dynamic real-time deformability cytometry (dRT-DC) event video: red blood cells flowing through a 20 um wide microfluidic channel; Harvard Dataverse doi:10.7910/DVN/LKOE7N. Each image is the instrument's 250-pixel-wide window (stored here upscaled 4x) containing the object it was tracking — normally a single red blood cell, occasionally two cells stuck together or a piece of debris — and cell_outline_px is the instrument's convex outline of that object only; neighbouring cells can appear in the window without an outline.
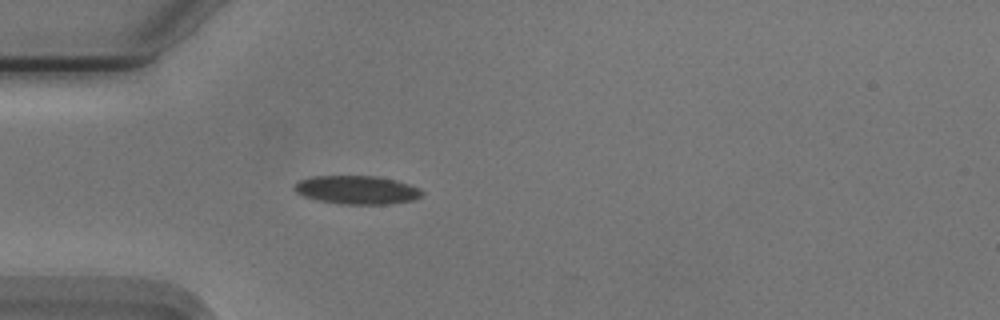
{"species": "Egyptian fruit bat (a non-hibernating species)", "species_latin": "Rousettus aegyptiacus", "temperature_condition": "cold", "stored_images_in_passage": 40, "camera_frame_rate_fps": 3000, "um_per_image_px": 0.085, "animal": {"sex": "male"}, "frame": {"image": 1, "passage_image": 1, "time_ms": 0.0, "image_size_px": [1000, 320], "cell_outline_px": [[424, 196], [416, 200], [392, 204], [340, 204], [316, 200], [304, 196], [296, 192], [292, 188], [300, 180], [312, 176], [376, 176], [396, 180], [420, 188], [424, 192]], "centroid_in_image_um": [30.39, 16.15], "position_along_channel_um": 54.6, "area_um2": 21.44}}
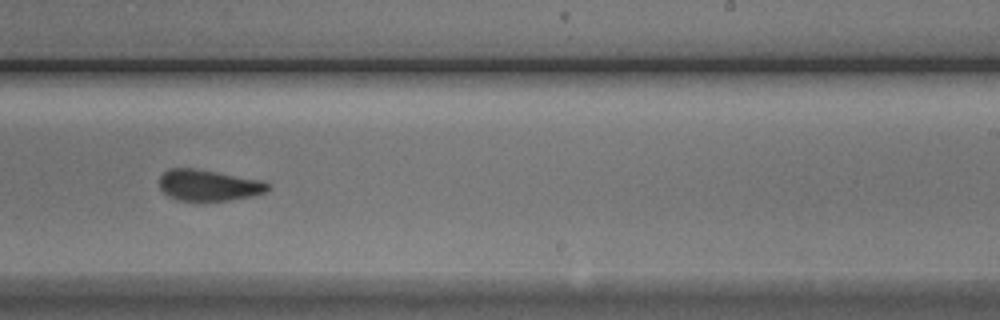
{"frame": {"image": 2, "passage_image": 19, "time_ms": 6.0, "image_size_px": [1000, 320], "cell_outline_px": [[268, 192], [252, 196], [228, 200], [176, 200], [168, 196], [160, 188], [160, 176], [168, 168], [192, 168], [264, 180], [268, 184]], "centroid_in_image_um": [17.74, 15.74], "position_along_channel_um": 271.3, "area_um2": 19.59}}
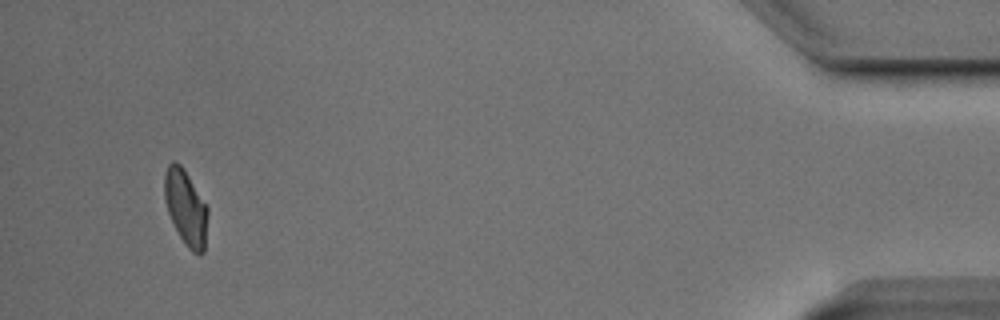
{"frame": {"image": 3, "passage_image": 37, "time_ms": 12.0, "image_size_px": [1000, 320], "cell_outline_px": [[208, 216], [204, 252], [200, 256], [192, 252], [188, 248], [180, 236], [168, 212], [164, 200], [164, 176], [168, 164], [172, 160], [176, 160], [184, 168], [208, 208]], "centroid_in_image_um": [15.79, 17.63], "position_along_channel_um": 419.4, "area_um2": 19.07}, "authors_computed_cell_mechanics": {"area_um2": 20.3456, "velocity_mm_per_s": 3.735, "shape_relaxation_time_tau1_ms": 5.1168, "shape_relaxation_time_tau2_ms": 1.3509, "deformation_change_tau1": 0.1125, "deformation_change_tau2": 0.0526}}